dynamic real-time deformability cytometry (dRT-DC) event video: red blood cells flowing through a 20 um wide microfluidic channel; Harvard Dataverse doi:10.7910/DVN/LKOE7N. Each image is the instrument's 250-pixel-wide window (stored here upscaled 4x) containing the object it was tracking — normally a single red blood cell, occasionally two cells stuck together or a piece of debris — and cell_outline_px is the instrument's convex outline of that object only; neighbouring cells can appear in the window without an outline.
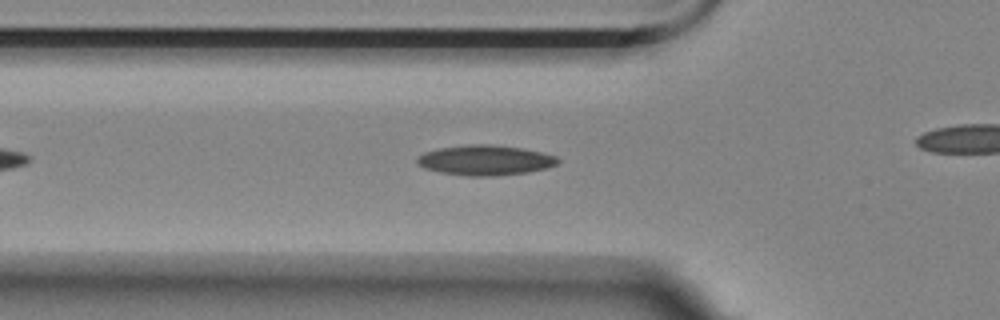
{"species": "Egyptian fruit bat (a non-hibernating species)", "species_latin": "Rousettus aegyptiacus", "temperature_condition": "room temperature", "stored_images_in_passage": 36, "camera_frame_rate_fps": 3000, "um_per_image_px": 0.085, "animal": {"sex": "female"}, "frame": {"image": 1, "passage_image": 9, "time_ms": 2.667, "image_size_px": [1000, 320], "cell_outline_px": [[560, 160], [556, 164], [544, 168], [528, 172], [492, 176], [468, 176], [440, 172], [424, 168], [416, 160], [416, 156], [424, 152], [440, 148], [464, 144], [492, 144], [524, 148], [556, 156]], "centroid_in_image_um": [41.22, 13.6], "position_along_channel_um": 84.6, "area_um2": 24.68}}
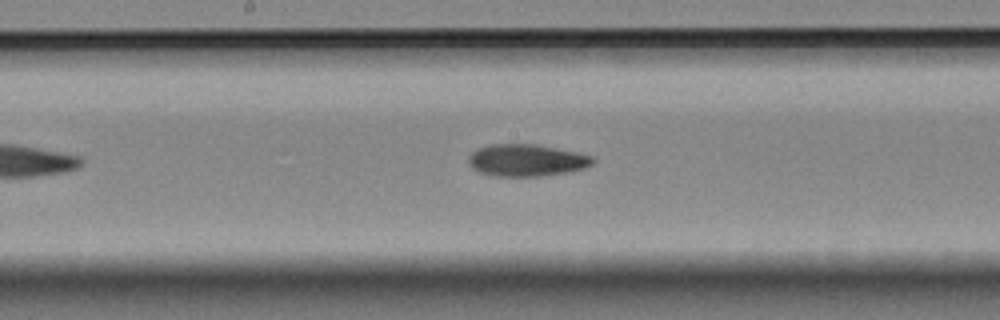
{"frame": {"image": 2, "passage_image": 19, "time_ms": 6.0, "image_size_px": [1000, 320], "cell_outline_px": [[596, 160], [592, 164], [584, 168], [564, 172], [540, 176], [492, 176], [480, 172], [472, 168], [468, 164], [468, 156], [476, 148], [488, 144], [536, 144], [576, 152], [592, 156]], "centroid_in_image_um": [44.7, 13.61], "position_along_channel_um": 203.5, "area_um2": 23.24}}
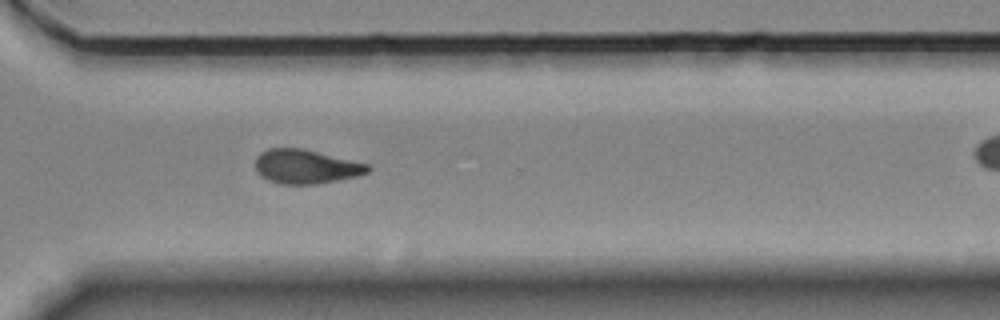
{"frame": {"image": 3, "passage_image": 31, "time_ms": 10.0, "image_size_px": [1000, 320], "cell_outline_px": [[372, 168], [368, 172], [356, 176], [316, 184], [280, 184], [268, 180], [260, 176], [256, 168], [256, 156], [260, 152], [268, 148], [300, 148], [368, 164]], "centroid_in_image_um": [25.96, 14.16], "position_along_channel_um": 344.6, "area_um2": 22.14}}